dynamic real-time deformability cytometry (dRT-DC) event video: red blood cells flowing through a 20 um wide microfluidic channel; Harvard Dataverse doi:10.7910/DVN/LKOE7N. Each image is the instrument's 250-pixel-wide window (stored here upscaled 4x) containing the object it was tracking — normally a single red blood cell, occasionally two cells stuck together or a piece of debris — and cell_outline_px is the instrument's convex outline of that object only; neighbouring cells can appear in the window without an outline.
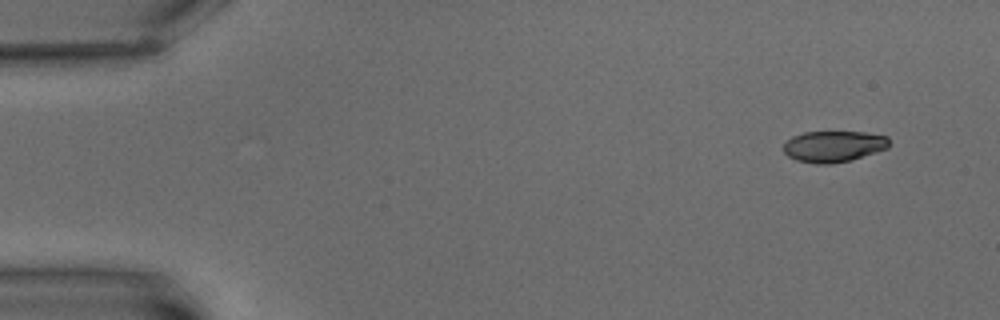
{"species": "common noctule bat (a hibernating species)", "species_latin": "Nyctalus noctula", "temperature_condition": "warm", "stored_images_in_passage": 10, "camera_frame_rate_fps": 3000, "um_per_image_px": 0.085, "animal": {"sex": "male", "body_mass_g": 15.6}, "frame": {"image": 1, "passage_image": 1, "time_ms": 0.0, "image_size_px": [1000, 320], "cell_outline_px": [[888, 148], [852, 160], [832, 164], [816, 164], [796, 160], [788, 156], [784, 152], [784, 144], [792, 136], [804, 132], [864, 132], [888, 136]], "centroid_in_image_um": [70.85, 12.45], "position_along_channel_um": 14.1, "area_um2": 19.25}}
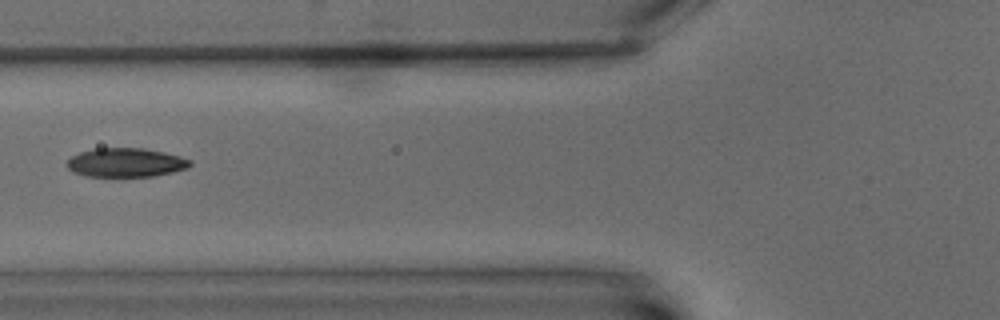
{"frame": {"image": 2, "passage_image": 7, "time_ms": 7.0, "image_size_px": [1000, 320], "cell_outline_px": [[192, 164], [188, 168], [172, 172], [152, 176], [84, 176], [68, 168], [64, 164], [72, 156], [80, 152], [96, 148], [144, 148], [164, 152], [180, 156], [192, 160]], "centroid_in_image_um": [10.71, 13.81], "position_along_channel_um": 115.1, "area_um2": 20.75}}
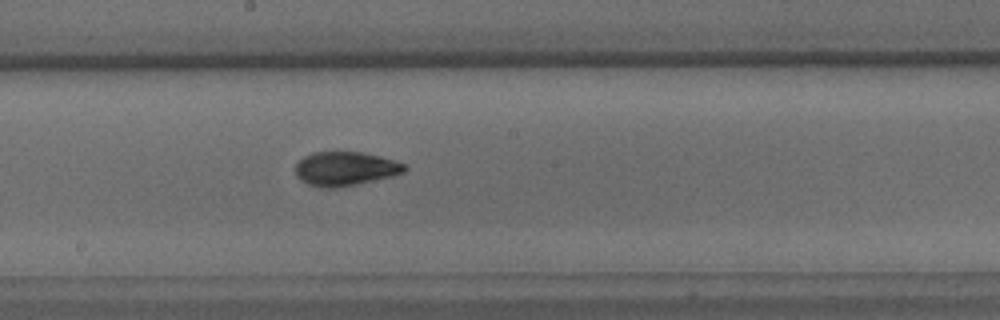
{"frame": {"image": 3, "passage_image": 10, "time_ms": 10.333, "image_size_px": [1000, 320], "cell_outline_px": [[408, 168], [404, 172], [392, 176], [356, 184], [336, 188], [320, 188], [308, 184], [300, 180], [296, 176], [296, 164], [304, 156], [312, 152], [360, 152], [380, 156], [404, 164]], "centroid_in_image_um": [29.32, 14.35], "position_along_channel_um": 218.9, "area_um2": 21.56}}